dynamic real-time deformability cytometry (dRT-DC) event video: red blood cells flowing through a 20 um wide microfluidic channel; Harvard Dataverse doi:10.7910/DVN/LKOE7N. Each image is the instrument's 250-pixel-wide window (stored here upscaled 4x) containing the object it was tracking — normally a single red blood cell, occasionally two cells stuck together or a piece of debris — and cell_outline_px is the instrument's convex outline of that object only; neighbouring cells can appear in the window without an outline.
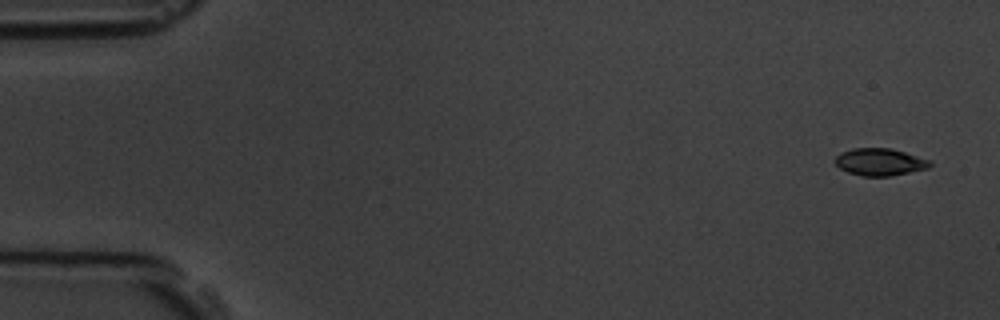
{"species": "common noctule bat (a hibernating species)", "species_latin": "Nyctalus noctula", "temperature_condition": "room temperature", "stored_images_in_passage": 5, "camera_frame_rate_fps": 3000, "um_per_image_px": 0.085, "animal": {"sex": "male", "body_mass_g": 19.5, "forearm_length_mm": 54.6}, "frame": {"image": 1, "passage_image": 1, "time_ms": 0.0, "image_size_px": [1000, 320], "cell_outline_px": [[932, 164], [928, 168], [888, 176], [864, 176], [848, 172], [840, 168], [832, 160], [840, 152], [852, 148], [892, 148], [932, 160]], "centroid_in_image_um": [74.77, 13.75], "position_along_channel_um": 10.2, "area_um2": 15.14}}
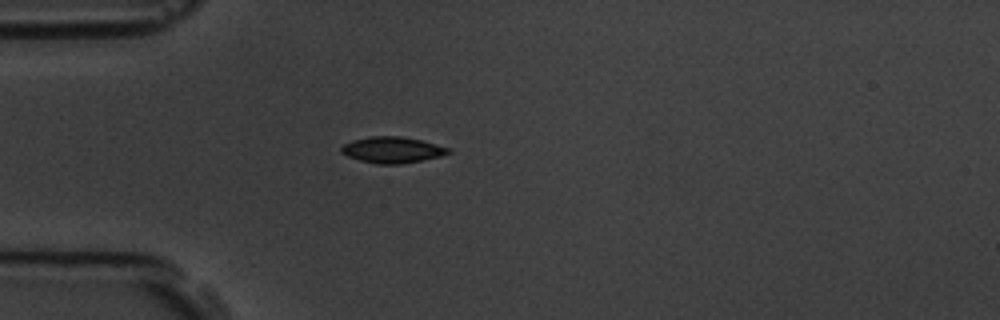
{"frame": {"image": 2, "passage_image": 5, "time_ms": 4.333, "image_size_px": [1000, 320], "cell_outline_px": [[452, 152], [440, 156], [400, 164], [376, 164], [360, 160], [348, 156], [340, 152], [340, 148], [344, 144], [352, 140], [372, 136], [400, 136], [420, 140], [436, 144], [448, 148]], "centroid_in_image_um": [33.31, 12.74], "position_along_channel_um": 51.7, "area_um2": 16.13}}